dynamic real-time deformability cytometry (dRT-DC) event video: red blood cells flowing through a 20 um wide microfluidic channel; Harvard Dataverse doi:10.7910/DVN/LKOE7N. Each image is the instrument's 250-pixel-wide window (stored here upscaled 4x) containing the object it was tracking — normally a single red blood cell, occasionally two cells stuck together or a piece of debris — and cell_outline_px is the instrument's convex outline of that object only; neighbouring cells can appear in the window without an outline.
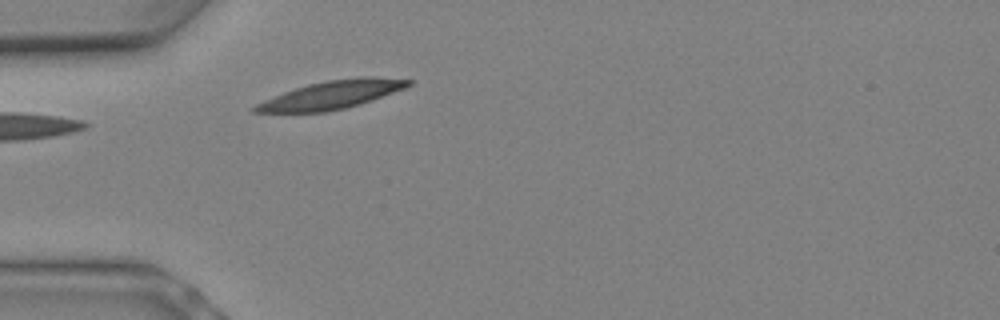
{"species": "Egyptian fruit bat (a non-hibernating species)", "species_latin": "Rousettus aegyptiacus", "temperature_condition": "warm", "stored_images_in_passage": 3, "camera_frame_rate_fps": 3000, "um_per_image_px": 0.085, "animal": {"sex": "female"}, "frame": {"image": 1, "passage_image": 3, "time_ms": 0.667, "image_size_px": [1000, 320], "cell_outline_px": [[412, 84], [404, 88], [360, 104], [344, 108], [324, 112], [252, 112], [252, 108], [256, 104], [264, 100], [284, 92], [308, 84], [328, 80], [360, 76], [372, 76], [412, 80]], "centroid_in_image_um": [28.19, 8.05], "position_along_channel_um": 56.8, "area_um2": 24.8}}